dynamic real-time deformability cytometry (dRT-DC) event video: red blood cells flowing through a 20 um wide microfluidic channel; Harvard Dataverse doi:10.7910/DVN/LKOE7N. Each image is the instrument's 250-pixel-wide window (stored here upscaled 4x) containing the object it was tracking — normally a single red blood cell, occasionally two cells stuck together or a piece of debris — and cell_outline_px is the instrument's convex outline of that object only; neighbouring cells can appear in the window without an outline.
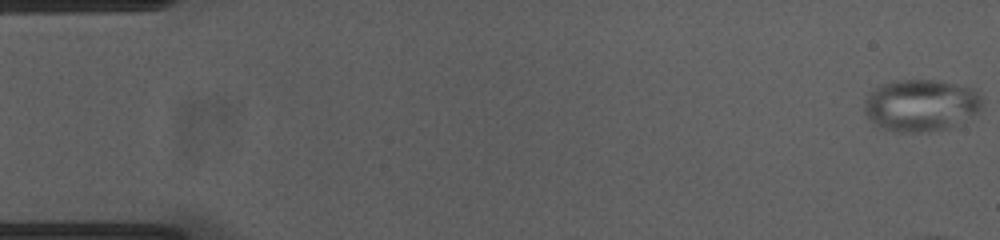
{"species": "common noctule bat (a hibernating species)", "species_latin": "Nyctalus noctula", "temperature_condition": "cold", "stored_images_in_passage": 14, "camera_frame_rate_fps": 3000, "um_per_image_px": 0.085, "animal": {"sex": "female", "body_mass_g": 23.0, "forearm_length_mm": 53.4}, "frame": {"image": 1, "passage_image": 1, "time_ms": 0.0, "image_size_px": [1000, 240], "cell_outline_px": [[980, 108], [976, 112], [964, 120], [948, 128], [928, 132], [892, 132], [876, 124], [864, 112], [864, 100], [868, 92], [880, 84], [892, 80], [936, 80], [972, 88], [980, 96]], "centroid_in_image_um": [78.21, 8.94], "position_along_channel_um": 6.8, "area_um2": 35.6}}